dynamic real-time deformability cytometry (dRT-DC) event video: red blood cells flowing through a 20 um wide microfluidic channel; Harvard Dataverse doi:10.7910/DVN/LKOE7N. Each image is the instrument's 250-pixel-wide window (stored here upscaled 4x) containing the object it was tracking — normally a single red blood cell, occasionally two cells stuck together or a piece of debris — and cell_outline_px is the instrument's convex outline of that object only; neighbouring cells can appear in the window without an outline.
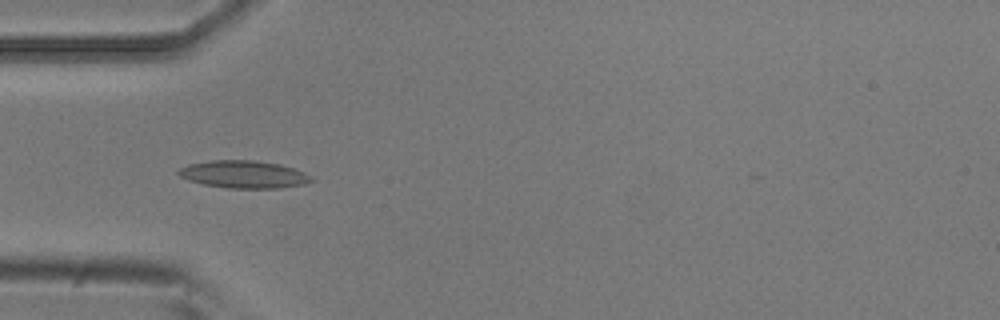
{"species": "common noctule bat (a hibernating species)", "species_latin": "Nyctalus noctula", "temperature_condition": "room temperature", "stored_images_in_passage": 8, "camera_frame_rate_fps": 3000, "um_per_image_px": 0.085, "animal": {"sex": "male", "body_mass_g": 20.5, "forearm_length_mm": 52.5}, "frame": {"image": 1, "passage_image": 3, "time_ms": 0.667, "image_size_px": [1000, 320], "cell_outline_px": [[312, 180], [304, 184], [280, 188], [228, 188], [204, 184], [188, 180], [180, 176], [176, 172], [180, 168], [188, 164], [212, 160], [256, 160], [280, 164], [304, 172], [312, 176]], "centroid_in_image_um": [20.71, 14.81], "position_along_channel_um": 64.3, "area_um2": 21.27}}
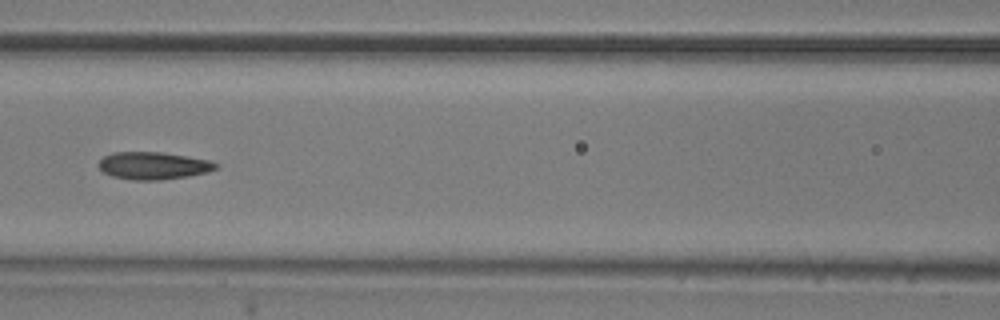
{"frame": {"image": 2, "passage_image": 5, "time_ms": 1.333, "image_size_px": [1000, 320], "cell_outline_px": [[220, 164], [216, 168], [208, 172], [188, 176], [160, 180], [132, 180], [112, 176], [104, 172], [96, 164], [104, 156], [112, 152], [160, 152], [188, 156], [212, 160]], "centroid_in_image_um": [13.05, 14.07], "position_along_channel_um": 153.5, "area_um2": 18.9}}
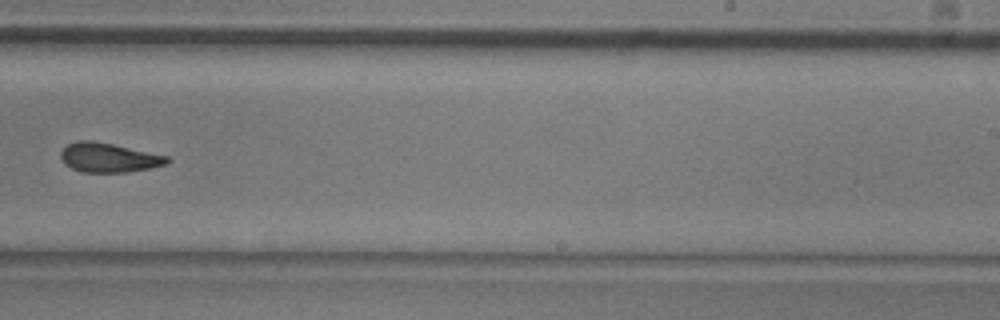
{"frame": {"image": 3, "passage_image": 8, "time_ms": 2.333, "image_size_px": [1000, 320], "cell_outline_px": [[172, 160], [168, 164], [128, 172], [84, 172], [72, 168], [64, 164], [60, 156], [60, 152], [68, 144], [80, 140], [92, 140], [112, 144], [168, 156]], "centroid_in_image_um": [9.25, 13.4], "position_along_channel_um": 279.8, "area_um2": 18.09}}